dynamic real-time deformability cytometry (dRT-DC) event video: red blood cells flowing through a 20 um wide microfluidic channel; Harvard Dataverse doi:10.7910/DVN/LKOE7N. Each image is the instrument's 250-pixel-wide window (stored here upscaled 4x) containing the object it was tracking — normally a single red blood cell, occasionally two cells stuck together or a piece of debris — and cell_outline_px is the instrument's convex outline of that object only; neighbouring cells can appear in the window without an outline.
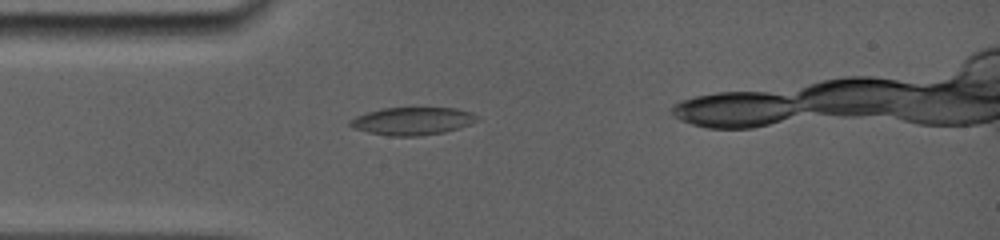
{"species": "common noctule bat (a hibernating species)", "species_latin": "Nyctalus noctula", "temperature_condition": "room temperature", "stored_images_in_passage": 20, "camera_frame_rate_fps": 5000, "um_per_image_px": 0.085, "animal": {"sex": "female", "body_mass_g": 19.0, "forearm_length_mm": 56.7}, "frame": {"image": 1, "passage_image": 1, "time_ms": 0.0, "image_size_px": [1000, 240], "cell_outline_px": [[480, 120], [460, 128], [444, 132], [420, 136], [388, 136], [368, 132], [352, 128], [348, 124], [348, 120], [356, 116], [368, 112], [384, 108], [456, 108], [472, 112]], "centroid_in_image_um": [35.05, 10.3], "position_along_channel_um": 50.0, "area_um2": 20.63}}
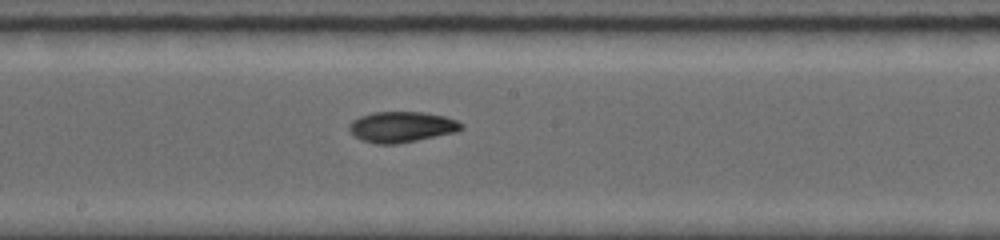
{"frame": {"image": 2, "passage_image": 8, "time_ms": 4.4, "image_size_px": [1000, 240], "cell_outline_px": [[464, 128], [456, 132], [396, 144], [376, 144], [360, 140], [352, 136], [348, 128], [348, 124], [352, 120], [360, 116], [372, 112], [424, 112], [444, 116], [456, 120], [464, 124]], "centroid_in_image_um": [34.1, 10.79], "position_along_channel_um": 214.1, "area_um2": 20.29}}
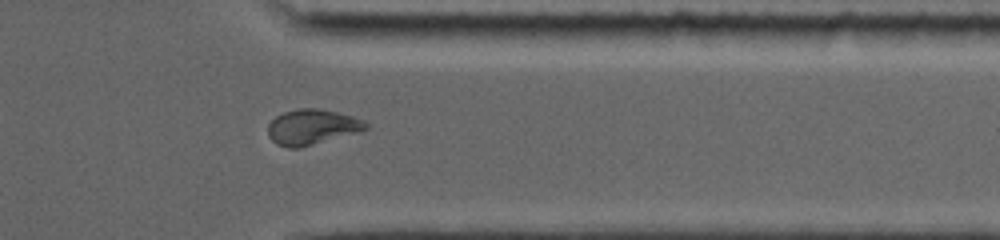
{"frame": {"image": 3, "passage_image": 17, "time_ms": 8.8, "image_size_px": [1000, 240], "cell_outline_px": [[368, 128], [356, 132], [300, 148], [288, 148], [276, 144], [268, 136], [268, 124], [276, 116], [284, 112], [300, 108], [320, 108], [352, 116], [368, 124]], "centroid_in_image_um": [26.46, 10.79], "position_along_channel_um": 384.9, "area_um2": 19.88}}